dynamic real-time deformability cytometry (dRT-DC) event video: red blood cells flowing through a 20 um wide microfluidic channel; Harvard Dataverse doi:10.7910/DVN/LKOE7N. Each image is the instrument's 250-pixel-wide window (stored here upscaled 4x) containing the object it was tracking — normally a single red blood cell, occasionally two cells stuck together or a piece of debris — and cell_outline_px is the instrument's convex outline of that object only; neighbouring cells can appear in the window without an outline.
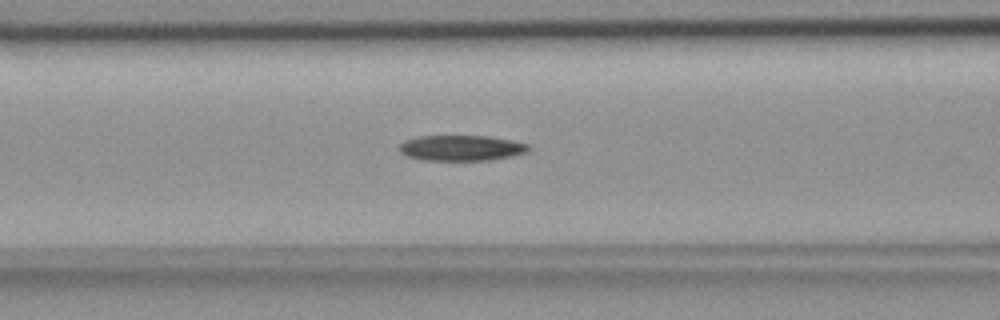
{"species": "common noctule bat (a hibernating species)", "species_latin": "Nyctalus noctula", "temperature_condition": "room temperature", "stored_images_in_passage": 50, "camera_frame_rate_fps": 3000, "um_per_image_px": 0.085, "animal": {"sex": "female", "body_mass_g": 18.4}, "frame": {"image": 1, "passage_image": 23, "time_ms": 7.333, "image_size_px": [1000, 320], "cell_outline_px": [[528, 152], [512, 156], [488, 160], [420, 160], [408, 156], [400, 152], [400, 144], [404, 140], [416, 136], [488, 136], [512, 140], [528, 144]], "centroid_in_image_um": [39.19, 12.57], "position_along_channel_um": 127.4, "area_um2": 19.25}}
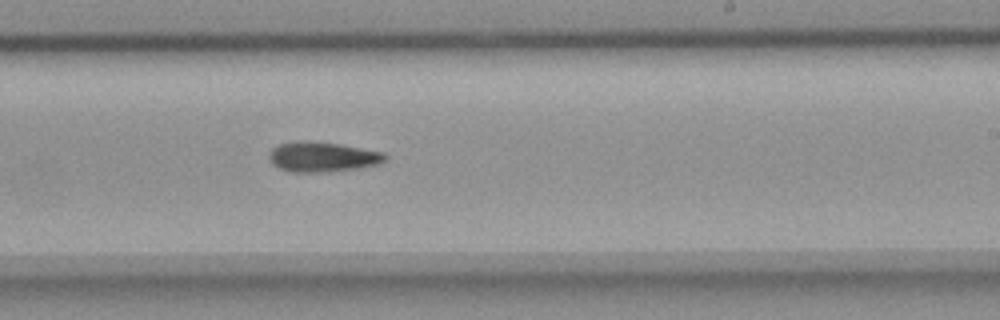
{"frame": {"image": 2, "passage_image": 34, "time_ms": 11.0, "image_size_px": [1000, 320], "cell_outline_px": [[388, 156], [380, 164], [356, 168], [320, 172], [292, 172], [280, 168], [272, 164], [268, 156], [272, 148], [276, 144], [296, 140], [300, 140], [340, 144], [384, 152]], "centroid_in_image_um": [27.38, 13.32], "position_along_channel_um": 261.6, "area_um2": 20.29}}
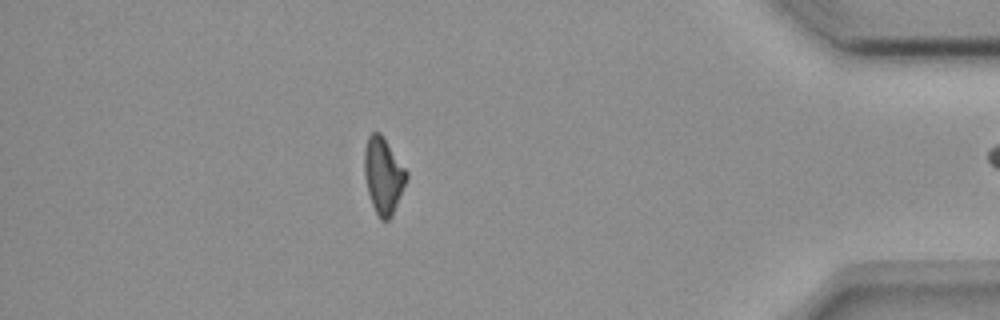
{"frame": {"image": 3, "passage_image": 49, "time_ms": 16.0, "image_size_px": [1000, 320], "cell_outline_px": [[408, 176], [392, 216], [388, 220], [380, 220], [372, 204], [368, 192], [364, 176], [364, 148], [368, 136], [372, 132], [380, 132], [384, 136], [408, 172]], "centroid_in_image_um": [32.57, 14.89], "position_along_channel_um": 402.6, "area_um2": 18.79}}